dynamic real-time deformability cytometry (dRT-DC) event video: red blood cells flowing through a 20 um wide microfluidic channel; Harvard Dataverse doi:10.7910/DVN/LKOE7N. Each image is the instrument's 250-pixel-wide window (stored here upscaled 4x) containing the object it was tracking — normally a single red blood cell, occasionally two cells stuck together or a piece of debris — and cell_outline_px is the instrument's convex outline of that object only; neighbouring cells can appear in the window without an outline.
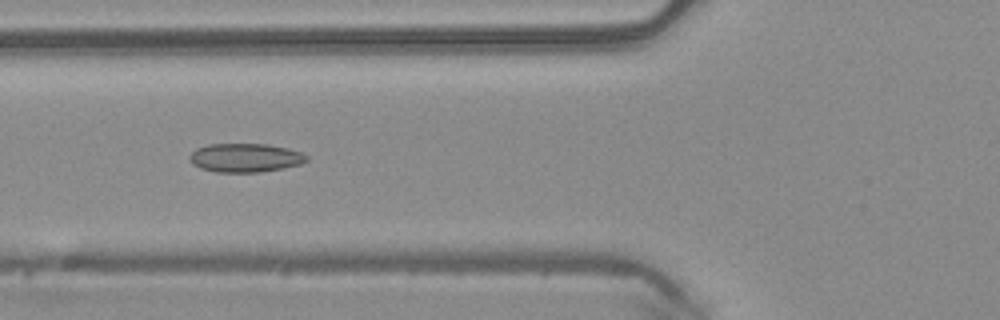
{"species": "common noctule bat (a hibernating species)", "species_latin": "Nyctalus noctula", "temperature_condition": "warm", "stored_images_in_passage": 48, "camera_frame_rate_fps": 3000, "um_per_image_px": 0.085, "animal": {"sex": "male", "body_mass_g": 20.4}, "frame": {"image": 1, "passage_image": 18, "time_ms": 5.667, "image_size_px": [1000, 320], "cell_outline_px": [[308, 160], [300, 164], [260, 172], [216, 172], [200, 168], [192, 164], [188, 160], [188, 156], [196, 148], [208, 144], [268, 144], [288, 148], [300, 152], [308, 156]], "centroid_in_image_um": [20.8, 13.4], "position_along_channel_um": 105.0, "area_um2": 19.65}}
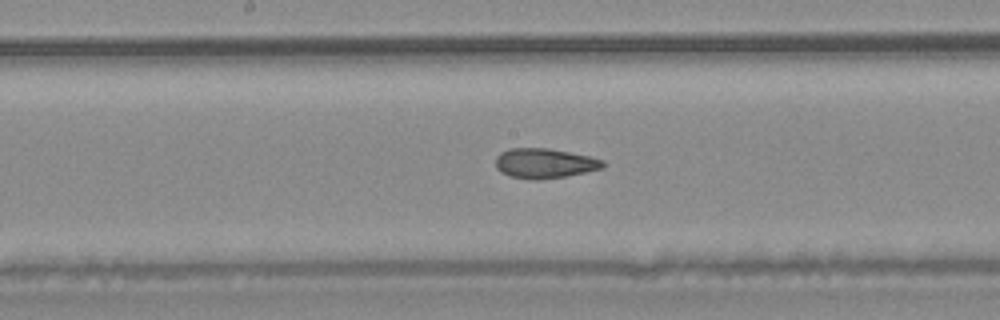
{"frame": {"image": 2, "passage_image": 25, "time_ms": 8.0, "image_size_px": [1000, 320], "cell_outline_px": [[604, 168], [564, 176], [540, 180], [532, 180], [512, 176], [500, 172], [496, 168], [496, 156], [500, 152], [508, 148], [548, 148], [592, 156], [604, 160]], "centroid_in_image_um": [46.28, 13.87], "position_along_channel_um": 201.9, "area_um2": 18.79}}
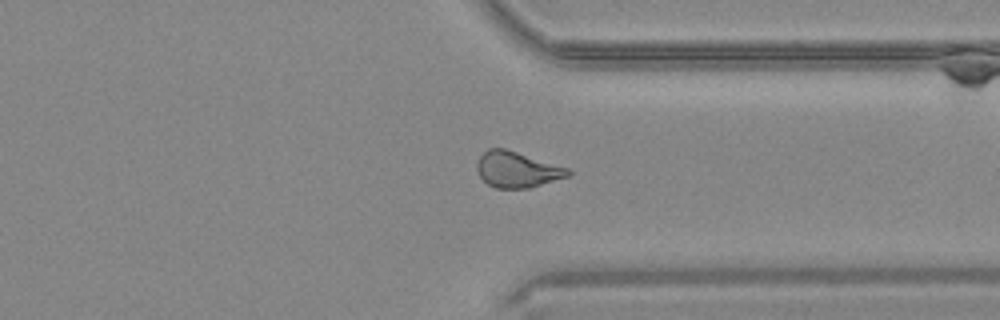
{"frame": {"image": 3, "passage_image": 37, "time_ms": 12.0, "image_size_px": [1000, 320], "cell_outline_px": [[572, 172], [568, 176], [528, 188], [496, 188], [488, 184], [480, 176], [476, 168], [476, 164], [480, 156], [488, 148], [504, 148], [568, 168]], "centroid_in_image_um": [43.92, 14.41], "position_along_channel_um": 367.5, "area_um2": 18.73}, "authors_computed_cell_mechanics": {"area_um2": 19.5942, "velocity_mm_per_s": 4.1448, "shape_relaxation_time_tau1_ms": null, "shape_relaxation_time_tau2_ms": 1.8031, "deformation_change_tau1": null, "deformation_change_tau2": 0.0799}}